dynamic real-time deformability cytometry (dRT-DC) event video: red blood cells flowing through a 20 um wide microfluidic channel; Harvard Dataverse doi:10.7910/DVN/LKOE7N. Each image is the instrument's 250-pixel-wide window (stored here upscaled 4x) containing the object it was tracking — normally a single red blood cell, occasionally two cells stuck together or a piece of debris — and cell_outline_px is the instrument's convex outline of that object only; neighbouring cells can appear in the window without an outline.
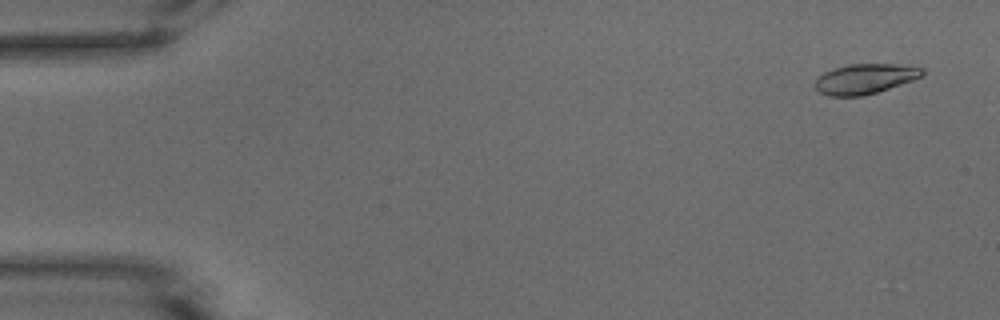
{"species": "common noctule bat (a hibernating species)", "species_latin": "Nyctalus noctula", "temperature_condition": "warm", "stored_images_in_passage": 23, "camera_frame_rate_fps": 3000, "um_per_image_px": 0.085, "animal": {"sex": "male", "body_mass_g": 15.6}, "frame": {"image": 1, "passage_image": 3, "time_ms": 0.667, "image_size_px": [1000, 320], "cell_outline_px": [[924, 72], [920, 76], [912, 80], [876, 92], [860, 96], [828, 96], [820, 92], [816, 88], [816, 76], [824, 72], [848, 64], [896, 64], [924, 68]], "centroid_in_image_um": [73.48, 6.69], "position_along_channel_um": 11.5, "area_um2": 18.5}}
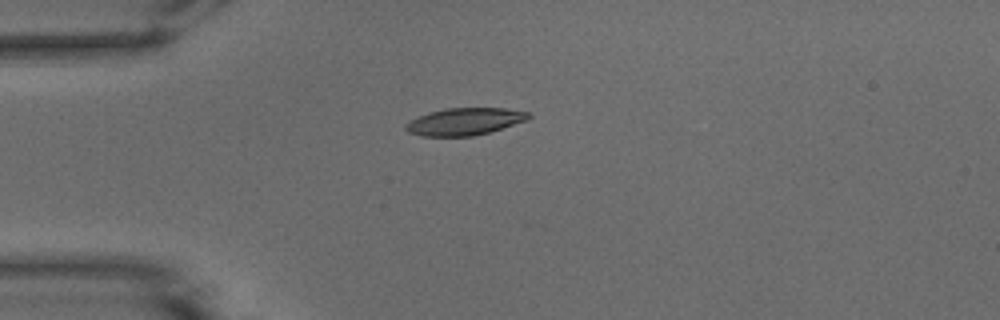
{"frame": {"image": 2, "passage_image": 14, "time_ms": 4.333, "image_size_px": [1000, 320], "cell_outline_px": [[532, 116], [524, 120], [488, 132], [472, 136], [420, 136], [408, 132], [404, 128], [404, 124], [428, 112], [444, 108], [504, 108], [532, 112]], "centroid_in_image_um": [39.46, 10.32], "position_along_channel_um": 45.5, "area_um2": 19.31}}